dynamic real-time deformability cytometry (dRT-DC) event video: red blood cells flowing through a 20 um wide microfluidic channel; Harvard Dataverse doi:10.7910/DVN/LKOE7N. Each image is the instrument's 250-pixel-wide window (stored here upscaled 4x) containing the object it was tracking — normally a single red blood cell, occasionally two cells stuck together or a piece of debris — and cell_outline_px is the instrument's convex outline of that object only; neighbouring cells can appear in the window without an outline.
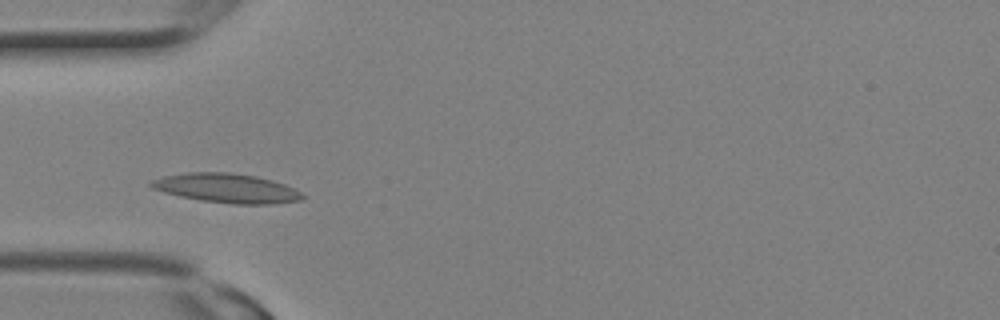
{"species": "Egyptian fruit bat (a non-hibernating species)", "species_latin": "Rousettus aegyptiacus", "temperature_condition": "room temperature", "stored_images_in_passage": 1, "camera_frame_rate_fps": 3000, "um_per_image_px": 0.085, "animal": {"sex": "female"}, "frame": {"image": 1, "passage_image": 1, "time_ms": 0.0, "image_size_px": [1000, 320], "cell_outline_px": [[304, 200], [272, 204], [232, 204], [200, 200], [180, 196], [164, 192], [152, 188], [148, 184], [148, 180], [164, 176], [188, 172], [228, 172], [256, 176], [272, 180], [284, 184], [300, 192], [304, 196]], "centroid_in_image_um": [19.24, 15.99], "position_along_channel_um": 65.8, "area_um2": 25.89}}